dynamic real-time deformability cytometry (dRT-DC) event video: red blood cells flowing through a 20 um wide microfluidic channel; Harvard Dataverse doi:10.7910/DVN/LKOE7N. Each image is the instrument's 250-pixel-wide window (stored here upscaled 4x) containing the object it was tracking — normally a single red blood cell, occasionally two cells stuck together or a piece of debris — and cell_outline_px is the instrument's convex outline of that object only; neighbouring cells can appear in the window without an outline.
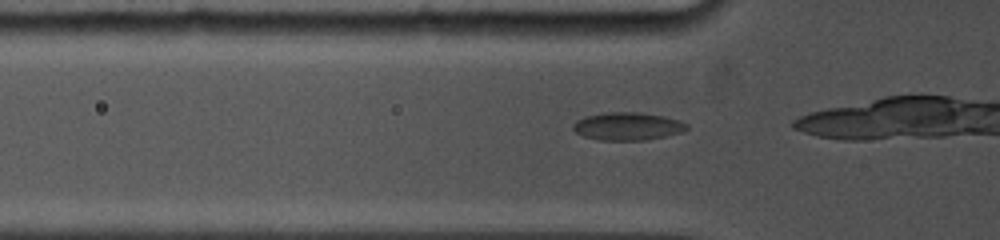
{"species": "common noctule bat (a hibernating species)", "species_latin": "Nyctalus noctula", "temperature_condition": "cold", "stored_images_in_passage": 7, "camera_frame_rate_fps": 5000, "um_per_image_px": 0.085, "animal": {"sex": "female", "body_mass_g": 19.0, "forearm_length_mm": 53.3}, "frame": {"image": 1, "passage_image": 2, "time_ms": 0.2, "image_size_px": [1000, 240], "cell_outline_px": [[688, 128], [684, 132], [648, 140], [600, 140], [584, 136], [576, 132], [572, 128], [572, 124], [576, 120], [584, 116], [608, 112], [640, 112], [664, 116], [680, 120], [688, 124]], "centroid_in_image_um": [53.37, 10.73], "position_along_channel_um": 72.4, "area_um2": 18.67}}
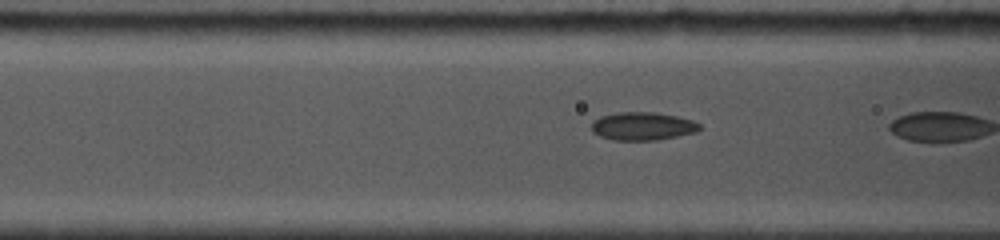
{"frame": {"image": 2, "passage_image": 6, "time_ms": 1.2, "image_size_px": [1000, 240], "cell_outline_px": [[700, 128], [696, 132], [656, 140], [612, 140], [600, 136], [592, 132], [592, 120], [600, 116], [620, 112], [656, 112], [676, 116], [692, 120], [700, 124]], "centroid_in_image_um": [54.59, 10.72], "position_along_channel_um": 112.0, "area_um2": 17.69}}